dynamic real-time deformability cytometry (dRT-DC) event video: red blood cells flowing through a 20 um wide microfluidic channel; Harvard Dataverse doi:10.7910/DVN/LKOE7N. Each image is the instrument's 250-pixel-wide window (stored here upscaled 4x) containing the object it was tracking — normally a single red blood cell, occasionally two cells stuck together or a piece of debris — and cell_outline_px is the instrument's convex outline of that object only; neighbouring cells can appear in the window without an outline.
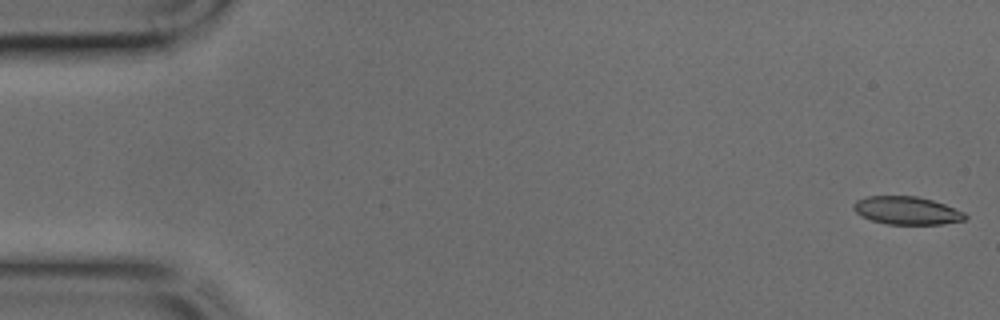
{"species": "common noctule bat (a hibernating species)", "species_latin": "Nyctalus noctula", "temperature_condition": "cold", "stored_images_in_passage": 12, "camera_frame_rate_fps": 3000, "um_per_image_px": 0.085, "animal": {"sex": "male", "body_mass_g": 17.9, "forearm_length_mm": 54.2}, "frame": {"image": 1, "passage_image": 1, "time_ms": 0.0, "image_size_px": [1000, 320], "cell_outline_px": [[968, 216], [964, 220], [944, 224], [888, 224], [872, 220], [860, 216], [852, 208], [852, 204], [856, 200], [868, 196], [916, 196], [932, 200], [944, 204], [964, 212]], "centroid_in_image_um": [77.06, 17.89], "position_along_channel_um": 7.9, "area_um2": 18.21}}
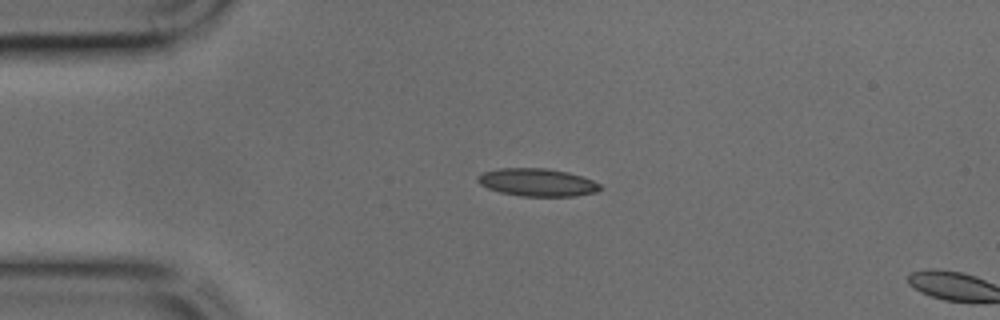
{"frame": {"image": 2, "passage_image": 10, "time_ms": 3.0, "image_size_px": [1000, 320], "cell_outline_px": [[604, 188], [596, 192], [576, 196], [520, 196], [500, 192], [488, 188], [480, 184], [476, 180], [476, 176], [480, 172], [500, 168], [548, 168], [568, 172], [592, 180], [600, 184]], "centroid_in_image_um": [45.65, 15.5], "position_along_channel_um": 39.4, "area_um2": 20.0}}